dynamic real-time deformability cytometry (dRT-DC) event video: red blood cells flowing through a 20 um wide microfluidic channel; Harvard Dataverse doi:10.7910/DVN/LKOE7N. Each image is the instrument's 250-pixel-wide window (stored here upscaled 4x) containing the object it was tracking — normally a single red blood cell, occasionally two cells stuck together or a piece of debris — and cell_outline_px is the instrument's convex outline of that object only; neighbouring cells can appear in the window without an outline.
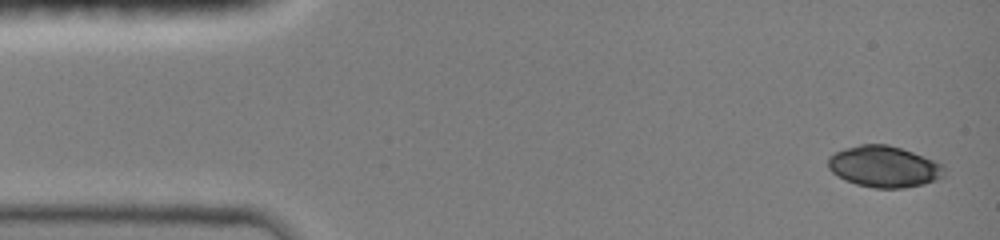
{"species": "common noctule bat (a hibernating species)", "species_latin": "Nyctalus noctula", "temperature_condition": "room temperature", "stored_images_in_passage": 7, "camera_frame_rate_fps": 3000, "um_per_image_px": 0.085, "animal": {"sex": "female", "body_mass_g": 19.0, "forearm_length_mm": 51.5}, "frame": {"image": 1, "passage_image": 1, "time_ms": 0.0, "image_size_px": [1000, 240], "cell_outline_px": [[944, 176], [936, 180], [924, 184], [904, 188], [876, 188], [856, 184], [844, 180], [832, 172], [828, 168], [828, 156], [844, 148], [860, 144], [888, 144], [936, 160], [944, 164]], "centroid_in_image_um": [75.15, 14.16], "position_along_channel_um": 9.8, "area_um2": 28.15}}
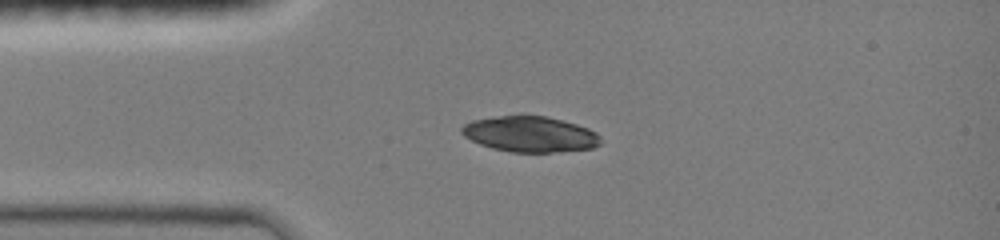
{"frame": {"image": 2, "passage_image": 6, "time_ms": 1.667, "image_size_px": [1000, 240], "cell_outline_px": [[600, 144], [592, 148], [552, 152], [512, 152], [492, 148], [480, 144], [464, 136], [460, 132], [460, 128], [464, 124], [472, 120], [496, 116], [548, 116], [576, 124], [588, 128], [596, 132], [600, 136]], "centroid_in_image_um": [45.04, 11.4], "position_along_channel_um": 40.0, "area_um2": 28.78}}